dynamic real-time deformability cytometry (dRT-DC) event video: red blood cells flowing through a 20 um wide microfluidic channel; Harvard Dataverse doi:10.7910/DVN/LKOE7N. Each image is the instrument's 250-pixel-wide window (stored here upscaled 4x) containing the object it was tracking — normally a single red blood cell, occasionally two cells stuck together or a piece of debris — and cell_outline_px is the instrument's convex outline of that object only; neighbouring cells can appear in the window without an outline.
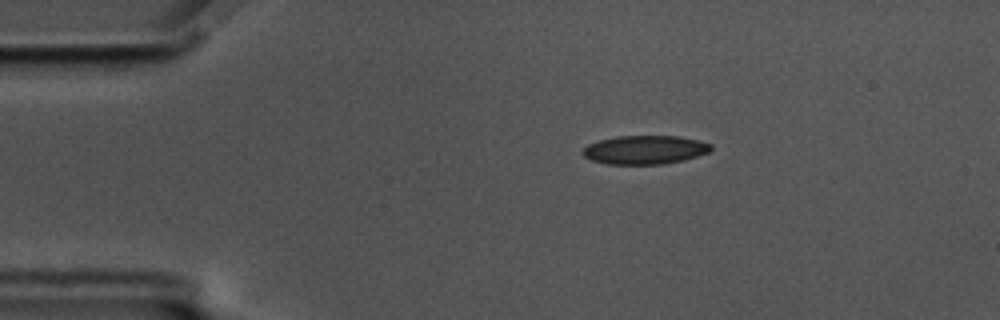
{"species": "common noctule bat (a hibernating species)", "species_latin": "Nyctalus noctula", "temperature_condition": "cold", "stored_images_in_passage": 48, "camera_frame_rate_fps": 3000, "um_per_image_px": 0.085, "animal": {"sex": "male", "body_mass_g": 17.5, "forearm_length_mm": 52.3}, "frame": {"image": 1, "passage_image": 1, "time_ms": 0.0, "image_size_px": [1000, 320], "cell_outline_px": [[712, 148], [708, 152], [696, 156], [680, 160], [660, 164], [608, 164], [592, 160], [584, 156], [580, 152], [588, 144], [600, 140], [616, 136], [680, 136], [712, 144]], "centroid_in_image_um": [54.78, 12.72], "position_along_channel_um": 30.2, "area_um2": 21.21}}
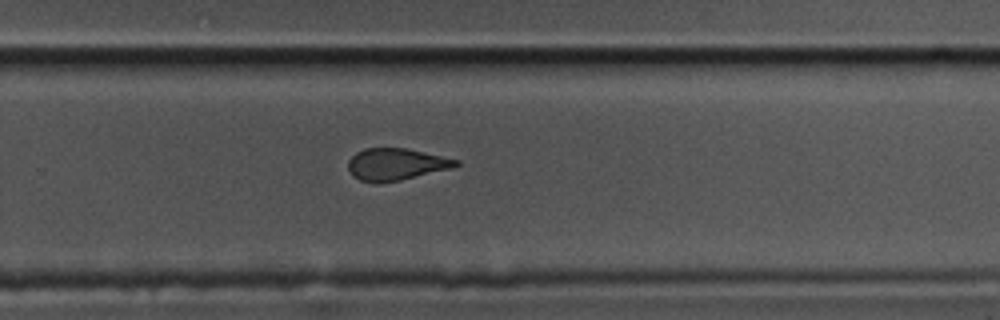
{"frame": {"image": 2, "passage_image": 28, "time_ms": 9.0, "image_size_px": [1000, 320], "cell_outline_px": [[460, 164], [452, 168], [400, 180], [376, 184], [360, 180], [352, 176], [348, 168], [348, 160], [356, 152], [364, 148], [408, 148], [460, 160]], "centroid_in_image_um": [33.65, 13.96], "position_along_channel_um": 296.2, "area_um2": 20.23}}
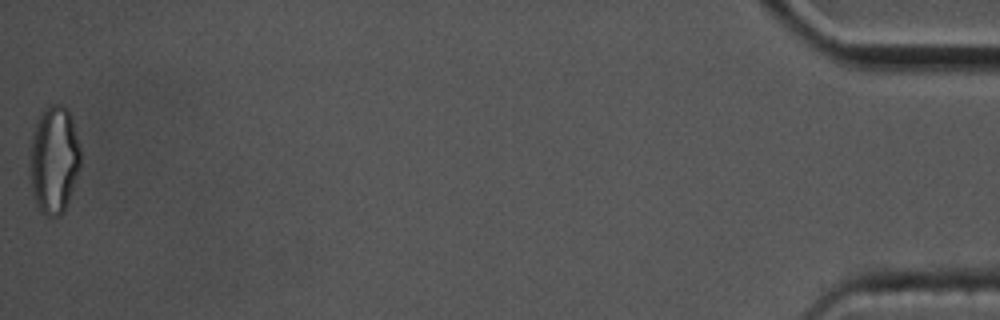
{"frame": {"image": 3, "passage_image": 48, "time_ms": 15.667, "image_size_px": [1000, 320], "cell_outline_px": [[80, 168], [64, 212], [60, 216], [48, 216], [40, 212], [32, 196], [32, 136], [40, 112], [44, 108], [52, 104], [60, 104], [68, 108], [72, 120], [80, 148]], "centroid_in_image_um": [4.62, 13.58], "position_along_channel_um": 430.6, "area_um2": 31.39}, "authors_computed_cell_mechanics": {"area_um2": 21.6461, "velocity_mm_per_s": 3.4893, "shape_relaxation_time_tau1_ms": null, "shape_relaxation_time_tau2_ms": 1.7735, "deformation_change_tau1": null, "deformation_change_tau2": 0.0862}}